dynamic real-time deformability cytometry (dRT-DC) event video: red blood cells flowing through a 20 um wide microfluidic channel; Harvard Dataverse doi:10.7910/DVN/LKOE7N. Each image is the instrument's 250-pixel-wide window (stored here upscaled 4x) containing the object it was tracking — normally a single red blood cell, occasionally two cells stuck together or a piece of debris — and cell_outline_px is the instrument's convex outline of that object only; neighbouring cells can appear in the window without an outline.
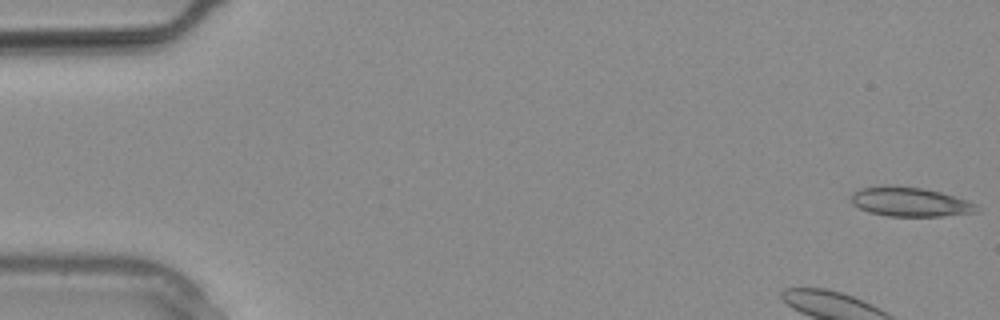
{"species": "common noctule bat (a hibernating species)", "species_latin": "Nyctalus noctula", "temperature_condition": "warm", "stored_images_in_passage": 12, "camera_frame_rate_fps": 3000, "um_per_image_px": 0.085, "animal": {"sex": "male", "body_mass_g": 20.4}, "frame": {"image": 1, "passage_image": 1, "time_ms": 0.0, "image_size_px": [1000, 320], "cell_outline_px": [[980, 212], [940, 216], [888, 216], [868, 212], [852, 204], [848, 196], [852, 192], [860, 188], [884, 184], [896, 184], [924, 188], [940, 192], [976, 204], [980, 208]], "centroid_in_image_um": [77.27, 17.14], "position_along_channel_um": 7.7, "area_um2": 21.91}}